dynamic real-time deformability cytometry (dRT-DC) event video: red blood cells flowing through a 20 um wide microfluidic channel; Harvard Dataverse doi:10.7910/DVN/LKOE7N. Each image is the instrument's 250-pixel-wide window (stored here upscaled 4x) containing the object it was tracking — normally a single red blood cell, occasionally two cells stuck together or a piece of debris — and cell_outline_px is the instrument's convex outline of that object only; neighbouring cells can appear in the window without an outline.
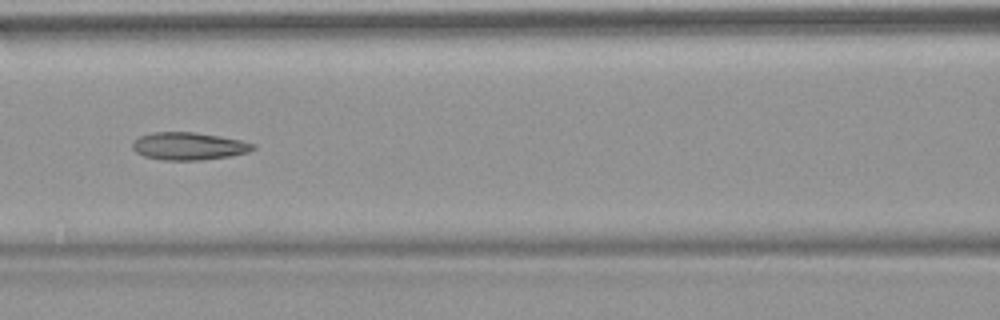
{"species": "common noctule bat (a hibernating species)", "species_latin": "Nyctalus noctula", "temperature_condition": "warm", "stored_images_in_passage": 54, "camera_frame_rate_fps": 3000, "um_per_image_px": 0.085, "animal": {"sex": "female", "body_mass_g": 18.4}, "frame": {"image": 1, "passage_image": 24, "time_ms": 7.667, "image_size_px": [1000, 320], "cell_outline_px": [[256, 148], [248, 152], [228, 156], [200, 160], [164, 160], [144, 156], [136, 152], [132, 148], [132, 144], [140, 136], [152, 132], [192, 132], [220, 136], [240, 140], [256, 144]], "centroid_in_image_um": [16.05, 12.42], "position_along_channel_um": 150.6, "area_um2": 19.25}, "authors_computed_cell_mechanics": {"area_um2": 20.4612, "velocity_mm_per_s": 3.8449, "shape_relaxation_time_tau1_ms": null, "shape_relaxation_time_tau2_ms": 3.0435, "deformation_change_tau1": null, "deformation_change_tau2": 0.1102}}